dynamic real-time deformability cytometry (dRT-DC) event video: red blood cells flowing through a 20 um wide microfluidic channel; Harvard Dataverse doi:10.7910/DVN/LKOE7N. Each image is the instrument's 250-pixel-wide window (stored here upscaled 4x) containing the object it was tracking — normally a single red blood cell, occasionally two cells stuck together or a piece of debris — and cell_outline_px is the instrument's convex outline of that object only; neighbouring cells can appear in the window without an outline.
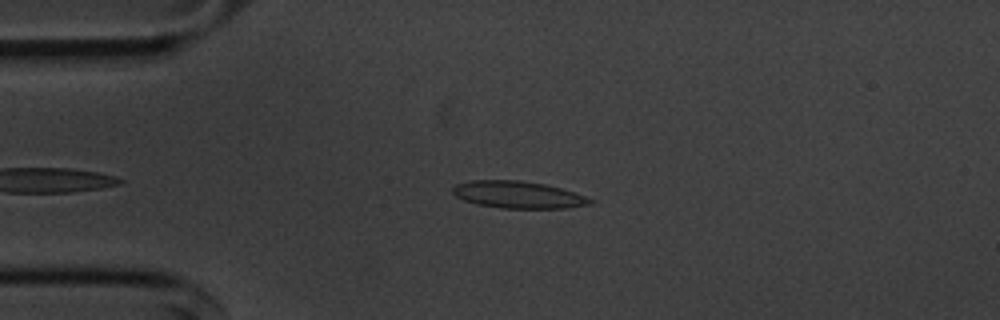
{"species": "common noctule bat (a hibernating species)", "species_latin": "Nyctalus noctula", "temperature_condition": "cold", "stored_images_in_passage": 43, "camera_frame_rate_fps": 3000, "um_per_image_px": 0.085, "animal": {"sex": "male", "body_mass_g": 20.1, "forearm_length_mm": 53.5}, "frame": {"image": 1, "passage_image": 5, "time_ms": 1.333, "image_size_px": [1000, 320], "cell_outline_px": [[596, 200], [592, 204], [564, 208], [500, 208], [476, 204], [464, 200], [456, 196], [452, 192], [452, 188], [456, 184], [468, 180], [520, 180], [544, 184], [560, 188]], "centroid_in_image_um": [44.01, 16.55], "position_along_channel_um": 41.0, "area_um2": 21.68}}
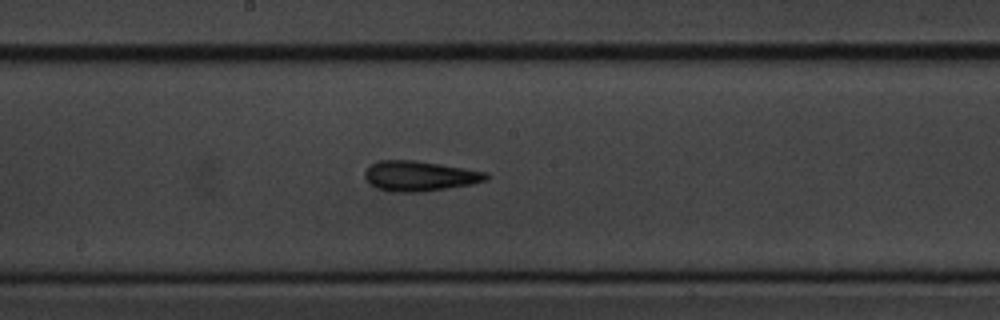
{"frame": {"image": 2, "passage_image": 21, "time_ms": 6.667, "image_size_px": [1000, 320], "cell_outline_px": [[488, 180], [472, 184], [420, 192], [392, 192], [376, 188], [364, 176], [364, 172], [372, 164], [380, 160], [416, 160], [488, 172]], "centroid_in_image_um": [35.68, 14.96], "position_along_channel_um": 212.5, "area_um2": 21.21}}
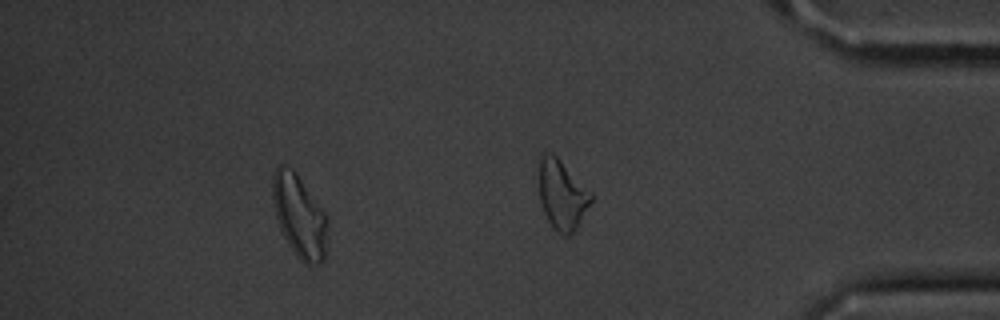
{"frame": {"image": 3, "passage_image": 37, "time_ms": 12.0, "image_size_px": [1000, 320], "cell_outline_px": [[328, 228], [324, 260], [320, 264], [304, 264], [296, 256], [288, 244], [280, 228], [276, 216], [272, 196], [272, 176], [276, 168], [280, 164], [292, 168], [296, 172], [324, 212], [328, 220]], "centroid_in_image_um": [25.45, 18.38], "position_along_channel_um": 409.8, "area_um2": 26.47}, "authors_computed_cell_mechanics": {"area_um2": 20.9236, "velocity_mm_per_s": 3.62, "shape_relaxation_time_tau1_ms": 4.2196, "shape_relaxation_time_tau2_ms": 5.2559, "deformation_change_tau1": 0.134, "deformation_change_tau2": 0.141}}